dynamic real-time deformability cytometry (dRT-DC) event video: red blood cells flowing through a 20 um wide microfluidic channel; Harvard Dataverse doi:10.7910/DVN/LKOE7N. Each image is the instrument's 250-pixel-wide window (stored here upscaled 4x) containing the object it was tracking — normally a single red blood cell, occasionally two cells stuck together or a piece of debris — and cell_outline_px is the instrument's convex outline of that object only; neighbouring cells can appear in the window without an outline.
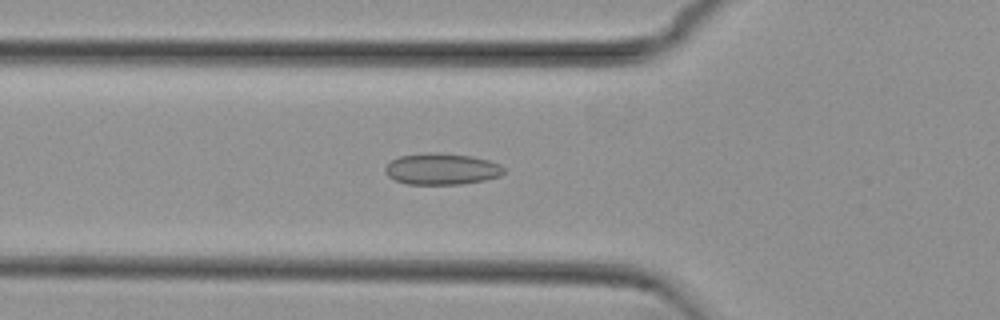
{"species": "common noctule bat (a hibernating species)", "species_latin": "Nyctalus noctula", "temperature_condition": "cold", "stored_images_in_passage": 48, "camera_frame_rate_fps": 3000, "um_per_image_px": 0.085, "animal": {"sex": "female", "body_mass_g": 29.2, "forearm_length_mm": 56.3}, "frame": {"image": 1, "passage_image": 15, "time_ms": 4.667, "image_size_px": [1000, 320], "cell_outline_px": [[504, 172], [500, 176], [484, 180], [460, 184], [408, 184], [396, 180], [388, 176], [384, 172], [384, 168], [392, 160], [400, 156], [428, 152], [436, 152], [472, 156], [488, 160], [500, 164], [504, 168]], "centroid_in_image_um": [37.54, 14.36], "position_along_channel_um": 88.3, "area_um2": 21.68}}
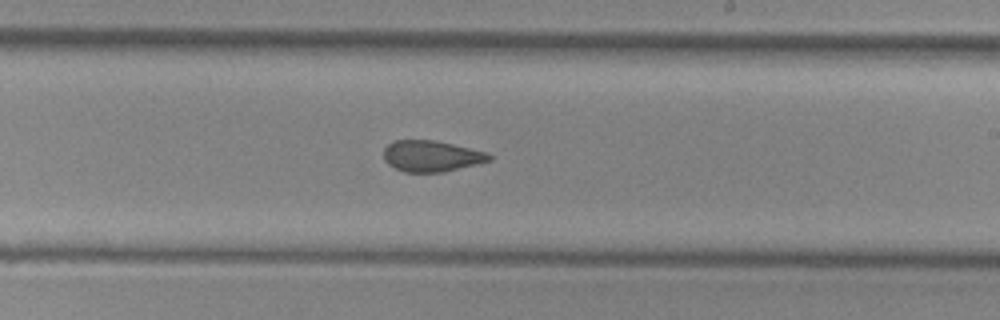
{"frame": {"image": 2, "passage_image": 28, "time_ms": 9.0, "image_size_px": [1000, 320], "cell_outline_px": [[492, 160], [444, 172], [404, 172], [388, 164], [384, 160], [384, 148], [392, 140], [432, 140], [452, 144], [488, 152], [492, 156]], "centroid_in_image_um": [36.66, 13.26], "position_along_channel_um": 252.3, "area_um2": 19.13}}
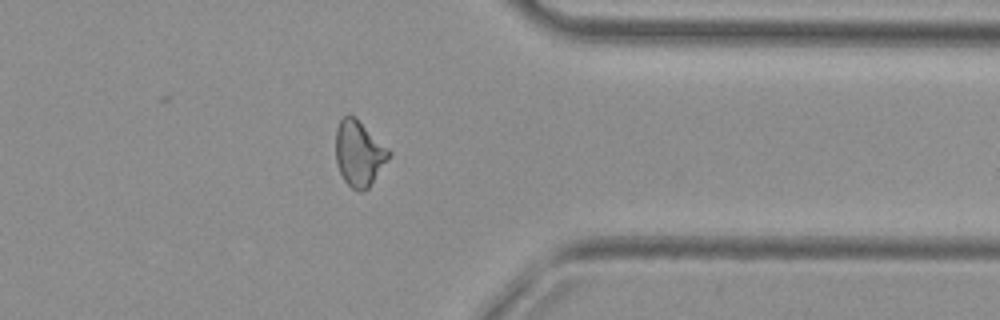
{"frame": {"image": 3, "passage_image": 39, "time_ms": 12.667, "image_size_px": [1000, 320], "cell_outline_px": [[392, 156], [368, 188], [364, 192], [360, 192], [352, 188], [344, 180], [340, 172], [336, 160], [336, 128], [340, 120], [348, 112], [356, 116], [392, 152]], "centroid_in_image_um": [30.54, 13.01], "position_along_channel_um": 380.9, "area_um2": 20.63}}